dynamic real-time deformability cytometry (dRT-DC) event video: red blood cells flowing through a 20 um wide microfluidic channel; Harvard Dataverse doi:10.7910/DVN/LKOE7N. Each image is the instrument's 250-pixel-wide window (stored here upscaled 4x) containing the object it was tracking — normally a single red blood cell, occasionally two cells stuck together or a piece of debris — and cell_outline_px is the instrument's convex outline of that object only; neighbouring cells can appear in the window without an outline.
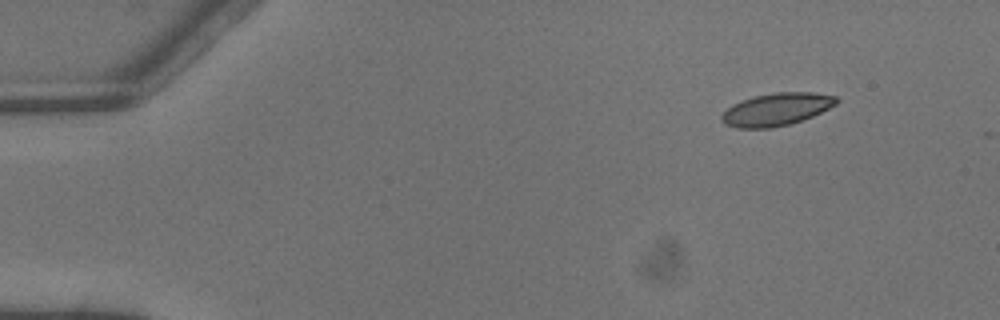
{"species": "common noctule bat (a hibernating species)", "species_latin": "Nyctalus noctula", "temperature_condition": "warm", "stored_images_in_passage": 2, "camera_frame_rate_fps": 3000, "um_per_image_px": 0.085, "animal": {"sex": "male", "body_mass_g": 13.3}, "frame": {"image": 1, "passage_image": 1, "time_ms": 0.0, "image_size_px": [1000, 320], "cell_outline_px": [[840, 100], [836, 104], [812, 116], [788, 124], [768, 128], [736, 128], [724, 124], [720, 120], [720, 116], [732, 104], [752, 96], [776, 92], [812, 92], [836, 96]], "centroid_in_image_um": [65.97, 9.29], "position_along_channel_um": 19.0, "area_um2": 21.73}}